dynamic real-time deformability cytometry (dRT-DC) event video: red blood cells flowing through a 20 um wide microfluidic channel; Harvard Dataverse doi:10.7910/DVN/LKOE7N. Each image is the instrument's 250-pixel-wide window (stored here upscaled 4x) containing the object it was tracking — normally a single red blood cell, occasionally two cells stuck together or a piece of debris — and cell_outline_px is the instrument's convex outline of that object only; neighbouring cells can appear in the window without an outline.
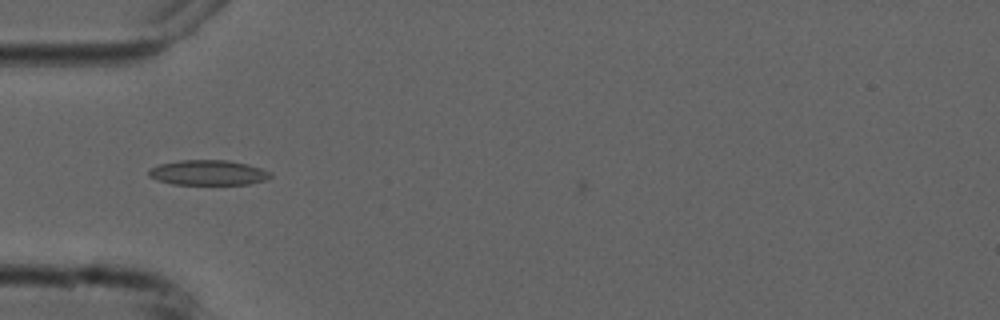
{"species": "common noctule bat (a hibernating species)", "species_latin": "Nyctalus noctula", "temperature_condition": "cold", "stored_images_in_passage": 7, "camera_frame_rate_fps": 3000, "um_per_image_px": 0.085, "animal": {"sex": "male", "forearm_length_mm": 52.5}, "frame": {"image": 1, "passage_image": 5, "time_ms": 4.667, "image_size_px": [1000, 320], "cell_outline_px": [[272, 176], [264, 180], [248, 184], [172, 184], [156, 180], [148, 176], [148, 172], [152, 168], [160, 164], [180, 160], [228, 160], [248, 164], [272, 172]], "centroid_in_image_um": [17.69, 14.67], "position_along_channel_um": 67.3, "area_um2": 17.74}}
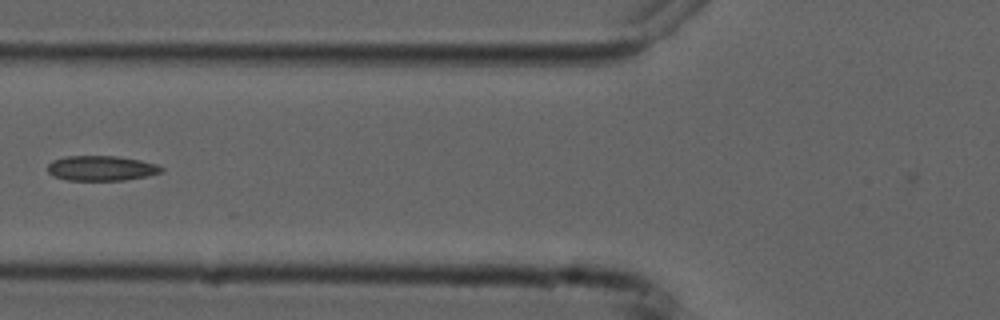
{"frame": {"image": 2, "passage_image": 6, "time_ms": 6.0, "image_size_px": [1000, 320], "cell_outline_px": [[164, 172], [124, 180], [68, 180], [52, 176], [48, 172], [48, 164], [52, 160], [64, 156], [116, 156], [140, 160], [156, 164], [164, 168]], "centroid_in_image_um": [8.59, 14.29], "position_along_channel_um": 117.2, "area_um2": 16.59}}
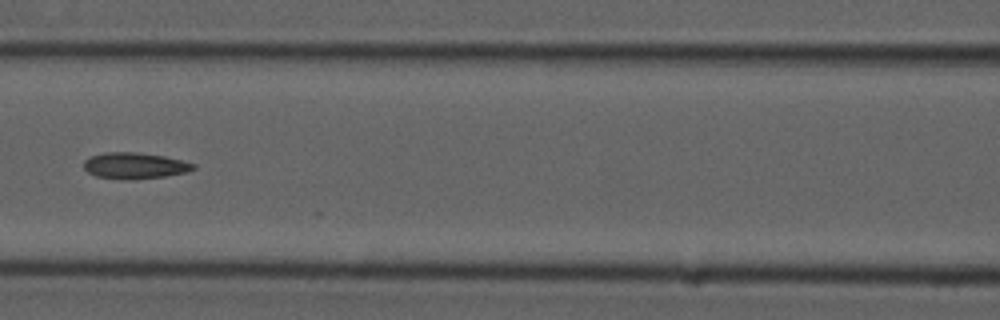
{"frame": {"image": 3, "passage_image": 7, "time_ms": 7.0, "image_size_px": [1000, 320], "cell_outline_px": [[196, 168], [188, 172], [164, 176], [132, 180], [96, 176], [88, 172], [84, 168], [84, 160], [92, 156], [104, 152], [136, 152], [164, 156], [196, 164]], "centroid_in_image_um": [11.47, 14.08], "position_along_channel_um": 155.1, "area_um2": 16.65}}